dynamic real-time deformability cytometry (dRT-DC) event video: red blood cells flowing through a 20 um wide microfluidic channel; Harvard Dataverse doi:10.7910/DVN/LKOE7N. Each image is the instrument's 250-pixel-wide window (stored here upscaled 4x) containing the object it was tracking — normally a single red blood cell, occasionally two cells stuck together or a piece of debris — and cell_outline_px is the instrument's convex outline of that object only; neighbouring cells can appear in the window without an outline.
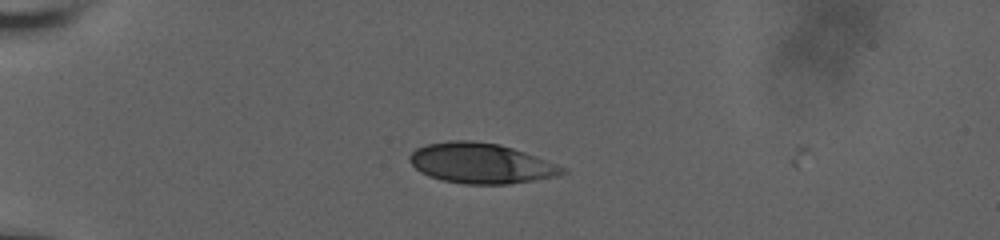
{"species": "human", "species_latin": "Homo sapiens", "temperature_condition": "room temperature", "stored_images_in_passage": 2, "camera_frame_rate_fps": 3000, "um_per_image_px": 0.085, "donor": {"sex": "male"}, "frame": {"image": 1, "passage_image": 1, "time_ms": 0.0, "image_size_px": [1000, 240], "cell_outline_px": [[568, 172], [556, 176], [508, 184], [464, 184], [444, 180], [428, 176], [420, 172], [408, 160], [408, 156], [416, 148], [428, 144], [448, 140], [472, 140], [500, 144], [524, 152], [568, 168]], "centroid_in_image_um": [40.87, 13.87], "position_along_channel_um": 44.1, "area_um2": 35.84}}